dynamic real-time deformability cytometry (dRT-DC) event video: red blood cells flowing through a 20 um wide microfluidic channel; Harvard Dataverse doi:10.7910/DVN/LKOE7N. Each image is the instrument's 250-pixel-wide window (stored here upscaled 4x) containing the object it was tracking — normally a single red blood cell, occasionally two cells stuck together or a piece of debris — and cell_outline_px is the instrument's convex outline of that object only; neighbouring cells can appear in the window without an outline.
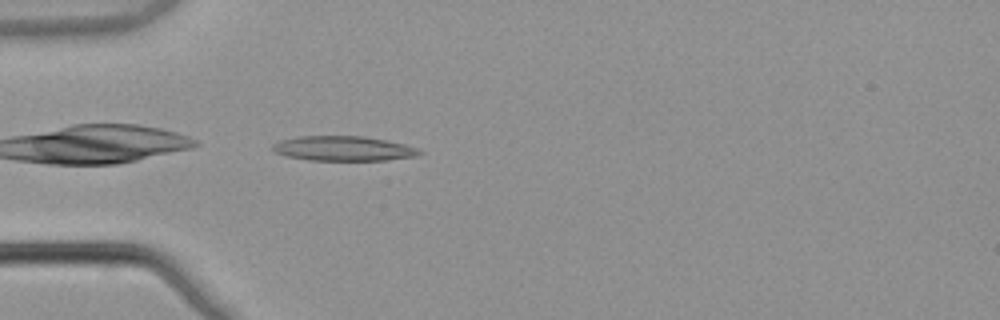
{"species": "common noctule bat (a hibernating species)", "species_latin": "Nyctalus noctula", "temperature_condition": "warm", "stored_images_in_passage": 5, "camera_frame_rate_fps": 3000, "um_per_image_px": 0.085, "animal": {"sex": "male", "body_mass_g": 21.5, "forearm_length_mm": 52.0}, "frame": {"image": 1, "passage_image": 5, "time_ms": 1.333, "image_size_px": [1000, 320], "cell_outline_px": [[424, 152], [416, 156], [388, 160], [308, 160], [284, 156], [276, 152], [272, 148], [272, 144], [280, 140], [296, 136], [364, 136], [388, 140], [404, 144], [416, 148]], "centroid_in_image_um": [29.17, 12.62], "position_along_channel_um": 55.8, "area_um2": 21.33}}